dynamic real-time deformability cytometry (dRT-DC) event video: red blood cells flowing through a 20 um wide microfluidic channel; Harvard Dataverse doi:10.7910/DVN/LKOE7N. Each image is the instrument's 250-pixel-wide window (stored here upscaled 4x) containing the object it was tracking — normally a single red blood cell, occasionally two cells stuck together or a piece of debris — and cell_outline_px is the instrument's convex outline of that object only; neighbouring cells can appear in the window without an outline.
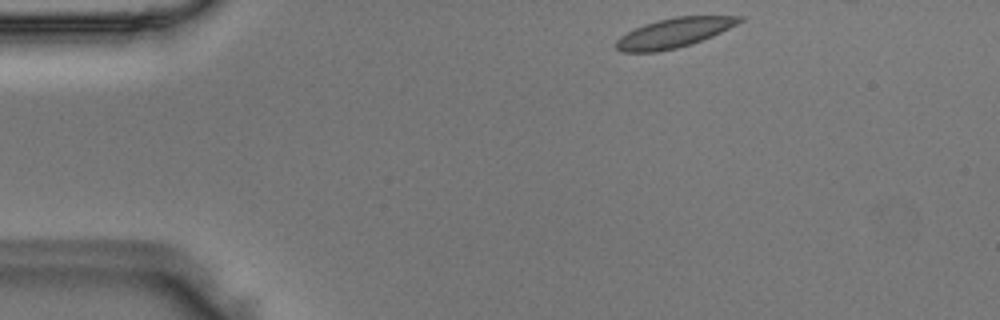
{"species": "Egyptian fruit bat (a non-hibernating species)", "species_latin": "Rousettus aegyptiacus", "temperature_condition": "room temperature", "stored_images_in_passage": 36, "camera_frame_rate_fps": 3000, "um_per_image_px": 0.085, "animal": {"sex": "male"}, "frame": {"image": 1, "passage_image": 1, "time_ms": 0.0, "image_size_px": [1000, 320], "cell_outline_px": [[744, 20], [712, 36], [692, 44], [676, 48], [656, 52], [620, 52], [616, 48], [616, 40], [620, 36], [644, 24], [656, 20], [676, 16], [744, 16]], "centroid_in_image_um": [57.27, 2.79], "position_along_channel_um": 27.7, "area_um2": 21.1}}
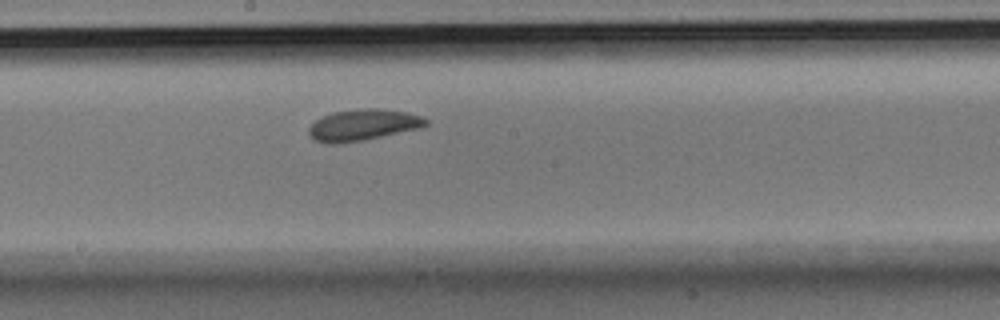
{"frame": {"image": 2, "passage_image": 20, "time_ms": 6.333, "image_size_px": [1000, 320], "cell_outline_px": [[428, 124], [416, 128], [364, 140], [340, 144], [328, 144], [312, 140], [308, 132], [308, 128], [316, 120], [332, 112], [368, 108], [376, 108], [408, 112], [420, 116], [428, 120]], "centroid_in_image_um": [30.79, 10.63], "position_along_channel_um": 217.4, "area_um2": 21.15}}
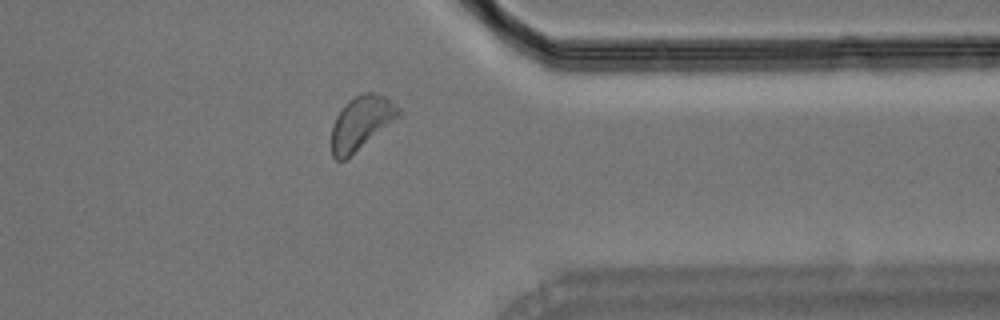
{"frame": {"image": 3, "passage_image": 33, "time_ms": 10.667, "image_size_px": [1000, 320], "cell_outline_px": [[400, 116], [344, 160], [336, 160], [332, 156], [332, 124], [336, 116], [344, 104], [348, 100], [364, 92], [372, 92], [384, 96], [400, 108]], "centroid_in_image_um": [30.68, 10.42], "position_along_channel_um": 380.7, "area_um2": 20.52}}